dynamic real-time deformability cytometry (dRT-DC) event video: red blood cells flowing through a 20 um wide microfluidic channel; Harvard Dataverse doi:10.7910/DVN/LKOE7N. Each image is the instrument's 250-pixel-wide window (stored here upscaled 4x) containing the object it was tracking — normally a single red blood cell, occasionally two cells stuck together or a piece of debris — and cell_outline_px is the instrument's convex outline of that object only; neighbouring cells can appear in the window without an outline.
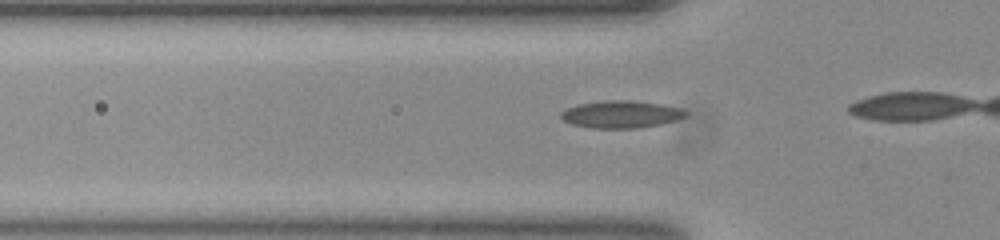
{"species": "common noctule bat (a hibernating species)", "species_latin": "Nyctalus noctula", "temperature_condition": "room temperature", "stored_images_in_passage": 12, "camera_frame_rate_fps": 3000, "um_per_image_px": 0.085, "animal": {"sex": "female", "body_mass_g": 23.0, "forearm_length_mm": 53.4}, "frame": {"image": 1, "passage_image": 3, "time_ms": 0.667, "image_size_px": [1000, 240], "cell_outline_px": [[688, 112], [684, 116], [676, 120], [660, 124], [636, 128], [592, 128], [572, 124], [564, 120], [560, 116], [560, 112], [568, 108], [580, 104], [608, 100], [628, 100], [660, 104], [680, 108]], "centroid_in_image_um": [52.78, 9.72], "position_along_channel_um": 73.0, "area_um2": 19.54}}
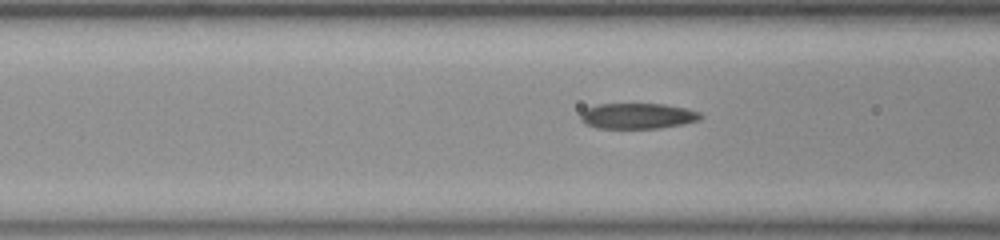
{"frame": {"image": 2, "passage_image": 6, "time_ms": 1.667, "image_size_px": [1000, 240], "cell_outline_px": [[704, 116], [700, 120], [680, 124], [656, 128], [596, 128], [580, 120], [580, 112], [588, 108], [600, 104], [664, 104], [684, 108], [700, 112]], "centroid_in_image_um": [54.2, 9.85], "position_along_channel_um": 112.4, "area_um2": 17.74}}
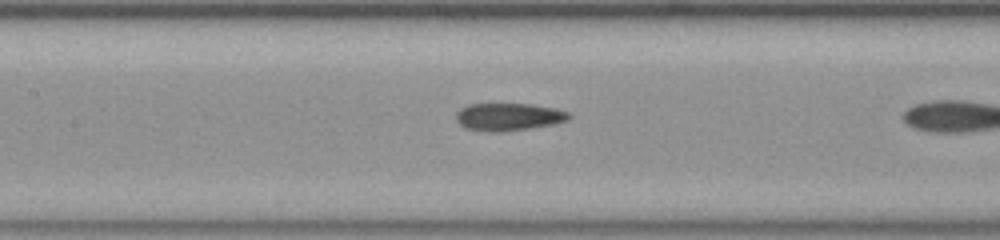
{"frame": {"image": 3, "passage_image": 10, "time_ms": 3.0, "image_size_px": [1000, 240], "cell_outline_px": [[572, 116], [568, 120], [556, 124], [500, 132], [492, 132], [464, 128], [456, 120], [456, 112], [460, 108], [468, 104], [532, 104], [556, 108], [568, 112]], "centroid_in_image_um": [43.23, 9.93], "position_along_channel_um": 164.2, "area_um2": 18.26}}